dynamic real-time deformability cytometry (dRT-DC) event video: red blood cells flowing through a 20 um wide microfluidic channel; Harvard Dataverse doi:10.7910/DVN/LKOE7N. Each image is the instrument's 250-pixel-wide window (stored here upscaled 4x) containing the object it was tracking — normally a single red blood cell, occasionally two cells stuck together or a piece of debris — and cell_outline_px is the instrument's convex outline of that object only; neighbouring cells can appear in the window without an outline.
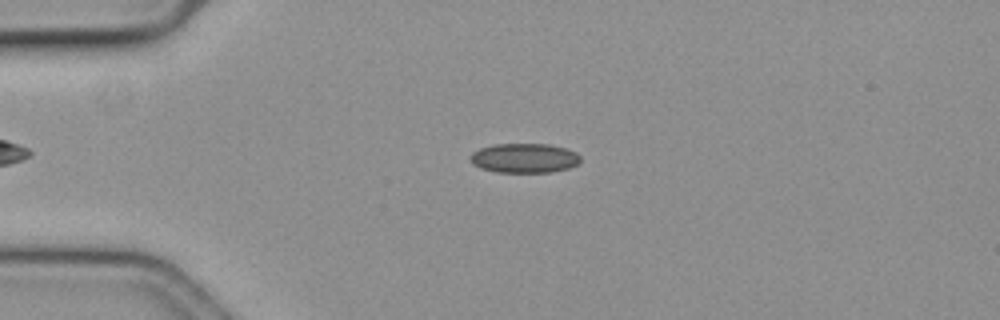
{"species": "common noctule bat (a hibernating species)", "species_latin": "Nyctalus noctula", "temperature_condition": "cold", "stored_images_in_passage": 52, "camera_frame_rate_fps": 3000, "um_per_image_px": 0.085, "animal": {"sex": "female", "body_mass_g": 19.3, "forearm_length_mm": 54.1}, "frame": {"image": 1, "passage_image": 9, "time_ms": 2.667, "image_size_px": [1000, 320], "cell_outline_px": [[580, 160], [576, 164], [568, 168], [548, 172], [496, 172], [480, 168], [472, 164], [472, 152], [480, 148], [496, 144], [548, 144], [564, 148], [576, 152], [580, 156]], "centroid_in_image_um": [44.56, 13.44], "position_along_channel_um": 40.4, "area_um2": 18.73}}
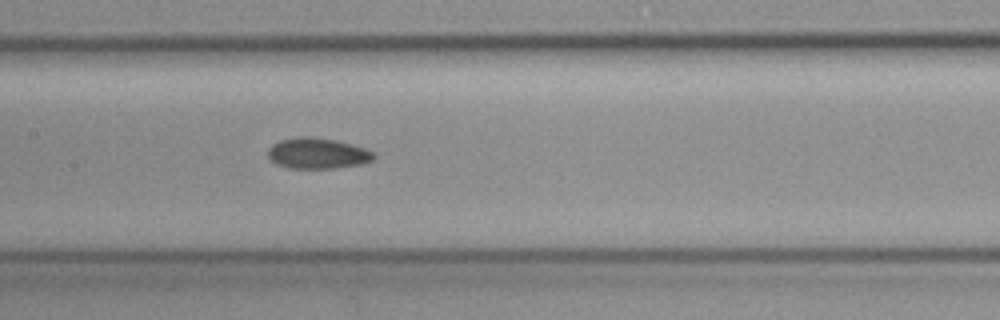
{"frame": {"image": 2, "passage_image": 23, "time_ms": 7.333, "image_size_px": [1000, 320], "cell_outline_px": [[376, 156], [372, 160], [364, 164], [332, 168], [288, 168], [276, 164], [268, 156], [268, 148], [272, 144], [280, 140], [300, 136], [308, 136], [336, 140], [364, 148], [372, 152]], "centroid_in_image_um": [26.97, 13.03], "position_along_channel_um": 180.4, "area_um2": 18.96}}
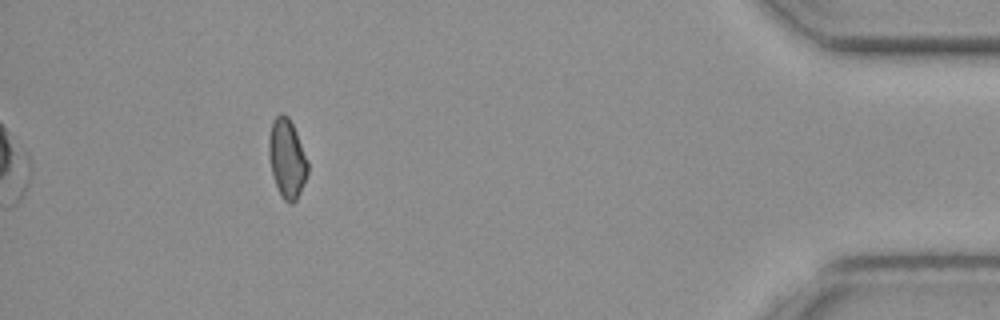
{"frame": {"image": 3, "passage_image": 47, "time_ms": 15.333, "image_size_px": [1000, 320], "cell_outline_px": [[308, 176], [296, 200], [292, 204], [288, 204], [280, 196], [272, 176], [268, 156], [268, 140], [272, 120], [280, 112], [284, 112], [288, 116], [296, 132], [308, 160]], "centroid_in_image_um": [24.38, 13.48], "position_along_channel_um": 410.8, "area_um2": 18.32}, "authors_computed_cell_mechanics": {"area_um2": 18.5538, "velocity_mm_per_s": 3.6478, "shape_relaxation_time_tau1_ms": null, "shape_relaxation_time_tau2_ms": 7.4078, "deformation_change_tau1": null, "deformation_change_tau2": 0.0922}}